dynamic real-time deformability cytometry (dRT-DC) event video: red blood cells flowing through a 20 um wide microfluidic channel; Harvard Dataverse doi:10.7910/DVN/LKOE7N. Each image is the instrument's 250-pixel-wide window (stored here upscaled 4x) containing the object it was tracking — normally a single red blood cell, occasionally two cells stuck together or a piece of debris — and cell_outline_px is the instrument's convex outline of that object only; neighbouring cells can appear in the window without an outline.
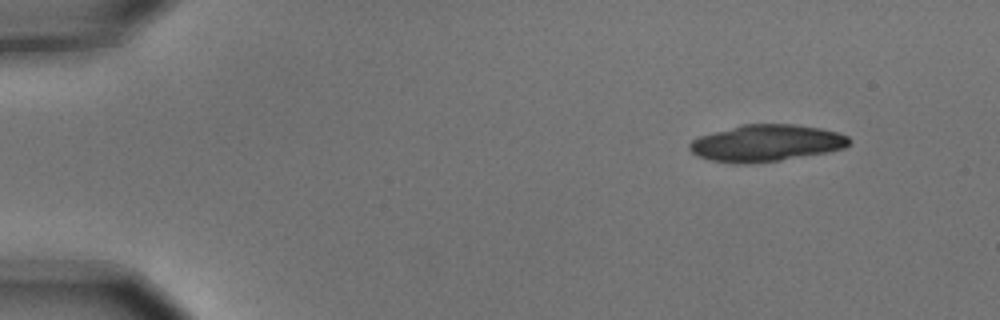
{"species": "common noctule bat (a hibernating species)", "species_latin": "Nyctalus noctula", "temperature_condition": "cold", "stored_images_in_passage": 4, "camera_frame_rate_fps": 3000, "um_per_image_px": 0.085, "animal": {"sex": "male", "body_mass_g": 15.6}, "frame": {"image": 1, "passage_image": 1, "time_ms": 0.0, "image_size_px": [1000, 320], "cell_outline_px": [[852, 140], [844, 148], [828, 152], [780, 160], [752, 164], [736, 164], [712, 160], [696, 156], [688, 148], [688, 144], [692, 140], [700, 136], [740, 124], [796, 124], [820, 128], [836, 132], [848, 136]], "centroid_in_image_um": [65.11, 12.16], "position_along_channel_um": 19.9, "area_um2": 34.33}}